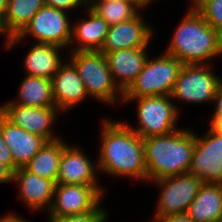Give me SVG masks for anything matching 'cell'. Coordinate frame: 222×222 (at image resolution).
I'll use <instances>...</instances> for the list:
<instances>
[{
    "label": "cell",
    "mask_w": 222,
    "mask_h": 222,
    "mask_svg": "<svg viewBox=\"0 0 222 222\" xmlns=\"http://www.w3.org/2000/svg\"><path fill=\"white\" fill-rule=\"evenodd\" d=\"M102 126L98 172L147 181L143 139L125 122L105 120Z\"/></svg>",
    "instance_id": "obj_1"
},
{
    "label": "cell",
    "mask_w": 222,
    "mask_h": 222,
    "mask_svg": "<svg viewBox=\"0 0 222 222\" xmlns=\"http://www.w3.org/2000/svg\"><path fill=\"white\" fill-rule=\"evenodd\" d=\"M196 142L189 129L143 139L147 180L188 173Z\"/></svg>",
    "instance_id": "obj_2"
},
{
    "label": "cell",
    "mask_w": 222,
    "mask_h": 222,
    "mask_svg": "<svg viewBox=\"0 0 222 222\" xmlns=\"http://www.w3.org/2000/svg\"><path fill=\"white\" fill-rule=\"evenodd\" d=\"M174 32L164 52L183 64H206L222 55V37L194 8H189Z\"/></svg>",
    "instance_id": "obj_3"
},
{
    "label": "cell",
    "mask_w": 222,
    "mask_h": 222,
    "mask_svg": "<svg viewBox=\"0 0 222 222\" xmlns=\"http://www.w3.org/2000/svg\"><path fill=\"white\" fill-rule=\"evenodd\" d=\"M69 58L90 97L110 105L115 104L120 96L119 101H122L123 93L112 79L105 54L100 51H78L70 52Z\"/></svg>",
    "instance_id": "obj_4"
},
{
    "label": "cell",
    "mask_w": 222,
    "mask_h": 222,
    "mask_svg": "<svg viewBox=\"0 0 222 222\" xmlns=\"http://www.w3.org/2000/svg\"><path fill=\"white\" fill-rule=\"evenodd\" d=\"M183 65L165 52L156 59L148 57L143 70L123 93V98L170 96Z\"/></svg>",
    "instance_id": "obj_5"
},
{
    "label": "cell",
    "mask_w": 222,
    "mask_h": 222,
    "mask_svg": "<svg viewBox=\"0 0 222 222\" xmlns=\"http://www.w3.org/2000/svg\"><path fill=\"white\" fill-rule=\"evenodd\" d=\"M137 102L138 126L133 128L125 123L142 139L162 136L176 131L179 110L171 96L122 98V101Z\"/></svg>",
    "instance_id": "obj_6"
},
{
    "label": "cell",
    "mask_w": 222,
    "mask_h": 222,
    "mask_svg": "<svg viewBox=\"0 0 222 222\" xmlns=\"http://www.w3.org/2000/svg\"><path fill=\"white\" fill-rule=\"evenodd\" d=\"M70 21L66 11L44 5L18 36L6 41L5 49H11L29 35L36 39V43L38 41V43L69 48L72 29Z\"/></svg>",
    "instance_id": "obj_7"
},
{
    "label": "cell",
    "mask_w": 222,
    "mask_h": 222,
    "mask_svg": "<svg viewBox=\"0 0 222 222\" xmlns=\"http://www.w3.org/2000/svg\"><path fill=\"white\" fill-rule=\"evenodd\" d=\"M151 182L156 183L161 189L154 218L186 213L204 183L189 172Z\"/></svg>",
    "instance_id": "obj_8"
},
{
    "label": "cell",
    "mask_w": 222,
    "mask_h": 222,
    "mask_svg": "<svg viewBox=\"0 0 222 222\" xmlns=\"http://www.w3.org/2000/svg\"><path fill=\"white\" fill-rule=\"evenodd\" d=\"M222 78L218 77L205 64H184L174 88L171 99L190 103L213 102Z\"/></svg>",
    "instance_id": "obj_9"
},
{
    "label": "cell",
    "mask_w": 222,
    "mask_h": 222,
    "mask_svg": "<svg viewBox=\"0 0 222 222\" xmlns=\"http://www.w3.org/2000/svg\"><path fill=\"white\" fill-rule=\"evenodd\" d=\"M101 185L56 184L48 218H59L93 210L102 202Z\"/></svg>",
    "instance_id": "obj_10"
},
{
    "label": "cell",
    "mask_w": 222,
    "mask_h": 222,
    "mask_svg": "<svg viewBox=\"0 0 222 222\" xmlns=\"http://www.w3.org/2000/svg\"><path fill=\"white\" fill-rule=\"evenodd\" d=\"M59 109L56 106L29 107L18 104H3L0 113L12 124L41 136L47 142L60 139L53 134L52 125Z\"/></svg>",
    "instance_id": "obj_11"
},
{
    "label": "cell",
    "mask_w": 222,
    "mask_h": 222,
    "mask_svg": "<svg viewBox=\"0 0 222 222\" xmlns=\"http://www.w3.org/2000/svg\"><path fill=\"white\" fill-rule=\"evenodd\" d=\"M153 30L147 26L140 13L129 21L109 26L100 52L105 54L122 49L147 47L152 39Z\"/></svg>",
    "instance_id": "obj_12"
},
{
    "label": "cell",
    "mask_w": 222,
    "mask_h": 222,
    "mask_svg": "<svg viewBox=\"0 0 222 222\" xmlns=\"http://www.w3.org/2000/svg\"><path fill=\"white\" fill-rule=\"evenodd\" d=\"M69 61L63 63L51 78L52 96L59 111L71 110L89 96L77 69Z\"/></svg>",
    "instance_id": "obj_13"
},
{
    "label": "cell",
    "mask_w": 222,
    "mask_h": 222,
    "mask_svg": "<svg viewBox=\"0 0 222 222\" xmlns=\"http://www.w3.org/2000/svg\"><path fill=\"white\" fill-rule=\"evenodd\" d=\"M96 168L81 148L67 145L61 154L57 183L100 185L97 183Z\"/></svg>",
    "instance_id": "obj_14"
},
{
    "label": "cell",
    "mask_w": 222,
    "mask_h": 222,
    "mask_svg": "<svg viewBox=\"0 0 222 222\" xmlns=\"http://www.w3.org/2000/svg\"><path fill=\"white\" fill-rule=\"evenodd\" d=\"M146 47L105 53L108 68L118 89L124 93L143 70L148 59Z\"/></svg>",
    "instance_id": "obj_15"
},
{
    "label": "cell",
    "mask_w": 222,
    "mask_h": 222,
    "mask_svg": "<svg viewBox=\"0 0 222 222\" xmlns=\"http://www.w3.org/2000/svg\"><path fill=\"white\" fill-rule=\"evenodd\" d=\"M13 182L19 189V198L31 208V210H43L51 208L56 182L32 174L24 167H19L13 173Z\"/></svg>",
    "instance_id": "obj_16"
},
{
    "label": "cell",
    "mask_w": 222,
    "mask_h": 222,
    "mask_svg": "<svg viewBox=\"0 0 222 222\" xmlns=\"http://www.w3.org/2000/svg\"><path fill=\"white\" fill-rule=\"evenodd\" d=\"M0 130L5 143L11 150L14 163L18 167H24L47 142L41 136L12 124L1 113Z\"/></svg>",
    "instance_id": "obj_17"
},
{
    "label": "cell",
    "mask_w": 222,
    "mask_h": 222,
    "mask_svg": "<svg viewBox=\"0 0 222 222\" xmlns=\"http://www.w3.org/2000/svg\"><path fill=\"white\" fill-rule=\"evenodd\" d=\"M88 18L80 20L71 29V41L76 40V48L70 52L100 51L108 33L109 25L88 6Z\"/></svg>",
    "instance_id": "obj_18"
},
{
    "label": "cell",
    "mask_w": 222,
    "mask_h": 222,
    "mask_svg": "<svg viewBox=\"0 0 222 222\" xmlns=\"http://www.w3.org/2000/svg\"><path fill=\"white\" fill-rule=\"evenodd\" d=\"M222 166L213 154V131L208 128L205 136L196 134L189 173L204 183H219V172Z\"/></svg>",
    "instance_id": "obj_19"
},
{
    "label": "cell",
    "mask_w": 222,
    "mask_h": 222,
    "mask_svg": "<svg viewBox=\"0 0 222 222\" xmlns=\"http://www.w3.org/2000/svg\"><path fill=\"white\" fill-rule=\"evenodd\" d=\"M186 214L193 222H217L222 217V184L203 183Z\"/></svg>",
    "instance_id": "obj_20"
},
{
    "label": "cell",
    "mask_w": 222,
    "mask_h": 222,
    "mask_svg": "<svg viewBox=\"0 0 222 222\" xmlns=\"http://www.w3.org/2000/svg\"><path fill=\"white\" fill-rule=\"evenodd\" d=\"M63 49L65 48L35 42L24 58L26 75L51 79L63 64L59 52Z\"/></svg>",
    "instance_id": "obj_21"
},
{
    "label": "cell",
    "mask_w": 222,
    "mask_h": 222,
    "mask_svg": "<svg viewBox=\"0 0 222 222\" xmlns=\"http://www.w3.org/2000/svg\"><path fill=\"white\" fill-rule=\"evenodd\" d=\"M44 5V0H9L0 21V34L6 35V40L18 36Z\"/></svg>",
    "instance_id": "obj_22"
},
{
    "label": "cell",
    "mask_w": 222,
    "mask_h": 222,
    "mask_svg": "<svg viewBox=\"0 0 222 222\" xmlns=\"http://www.w3.org/2000/svg\"><path fill=\"white\" fill-rule=\"evenodd\" d=\"M66 146L67 143L62 139L46 142L24 168L32 174L52 180L57 184L60 158Z\"/></svg>",
    "instance_id": "obj_23"
},
{
    "label": "cell",
    "mask_w": 222,
    "mask_h": 222,
    "mask_svg": "<svg viewBox=\"0 0 222 222\" xmlns=\"http://www.w3.org/2000/svg\"><path fill=\"white\" fill-rule=\"evenodd\" d=\"M16 101L5 104H18L29 107L55 106L52 96L51 79L37 76H28L21 81Z\"/></svg>",
    "instance_id": "obj_24"
},
{
    "label": "cell",
    "mask_w": 222,
    "mask_h": 222,
    "mask_svg": "<svg viewBox=\"0 0 222 222\" xmlns=\"http://www.w3.org/2000/svg\"><path fill=\"white\" fill-rule=\"evenodd\" d=\"M88 7L109 26L131 20L142 9L133 0L90 1Z\"/></svg>",
    "instance_id": "obj_25"
},
{
    "label": "cell",
    "mask_w": 222,
    "mask_h": 222,
    "mask_svg": "<svg viewBox=\"0 0 222 222\" xmlns=\"http://www.w3.org/2000/svg\"><path fill=\"white\" fill-rule=\"evenodd\" d=\"M194 9L222 37V0H201Z\"/></svg>",
    "instance_id": "obj_26"
},
{
    "label": "cell",
    "mask_w": 222,
    "mask_h": 222,
    "mask_svg": "<svg viewBox=\"0 0 222 222\" xmlns=\"http://www.w3.org/2000/svg\"><path fill=\"white\" fill-rule=\"evenodd\" d=\"M100 206L101 202L93 210L65 217L49 218V222H106L108 212Z\"/></svg>",
    "instance_id": "obj_27"
},
{
    "label": "cell",
    "mask_w": 222,
    "mask_h": 222,
    "mask_svg": "<svg viewBox=\"0 0 222 222\" xmlns=\"http://www.w3.org/2000/svg\"><path fill=\"white\" fill-rule=\"evenodd\" d=\"M45 5L67 11V10H72L76 9L79 5H86L88 6L87 0H44Z\"/></svg>",
    "instance_id": "obj_28"
},
{
    "label": "cell",
    "mask_w": 222,
    "mask_h": 222,
    "mask_svg": "<svg viewBox=\"0 0 222 222\" xmlns=\"http://www.w3.org/2000/svg\"><path fill=\"white\" fill-rule=\"evenodd\" d=\"M0 162L8 166L13 172H15L19 168L14 163L11 150L5 143L1 130H0Z\"/></svg>",
    "instance_id": "obj_29"
},
{
    "label": "cell",
    "mask_w": 222,
    "mask_h": 222,
    "mask_svg": "<svg viewBox=\"0 0 222 222\" xmlns=\"http://www.w3.org/2000/svg\"><path fill=\"white\" fill-rule=\"evenodd\" d=\"M213 154L222 166V134H218L216 132H213ZM219 183L222 184V168L219 172Z\"/></svg>",
    "instance_id": "obj_30"
},
{
    "label": "cell",
    "mask_w": 222,
    "mask_h": 222,
    "mask_svg": "<svg viewBox=\"0 0 222 222\" xmlns=\"http://www.w3.org/2000/svg\"><path fill=\"white\" fill-rule=\"evenodd\" d=\"M154 222H193L186 213L171 215V216H164V217H157L153 219Z\"/></svg>",
    "instance_id": "obj_31"
},
{
    "label": "cell",
    "mask_w": 222,
    "mask_h": 222,
    "mask_svg": "<svg viewBox=\"0 0 222 222\" xmlns=\"http://www.w3.org/2000/svg\"><path fill=\"white\" fill-rule=\"evenodd\" d=\"M213 102L215 105V113L212 118H222V84L219 86L217 94L215 95Z\"/></svg>",
    "instance_id": "obj_32"
},
{
    "label": "cell",
    "mask_w": 222,
    "mask_h": 222,
    "mask_svg": "<svg viewBox=\"0 0 222 222\" xmlns=\"http://www.w3.org/2000/svg\"><path fill=\"white\" fill-rule=\"evenodd\" d=\"M13 171L6 166L5 164L0 162V183H8L13 182Z\"/></svg>",
    "instance_id": "obj_33"
},
{
    "label": "cell",
    "mask_w": 222,
    "mask_h": 222,
    "mask_svg": "<svg viewBox=\"0 0 222 222\" xmlns=\"http://www.w3.org/2000/svg\"><path fill=\"white\" fill-rule=\"evenodd\" d=\"M210 129L213 132L222 134V118H212L210 122Z\"/></svg>",
    "instance_id": "obj_34"
},
{
    "label": "cell",
    "mask_w": 222,
    "mask_h": 222,
    "mask_svg": "<svg viewBox=\"0 0 222 222\" xmlns=\"http://www.w3.org/2000/svg\"><path fill=\"white\" fill-rule=\"evenodd\" d=\"M17 215L18 214H7L3 217H0V222H29Z\"/></svg>",
    "instance_id": "obj_35"
},
{
    "label": "cell",
    "mask_w": 222,
    "mask_h": 222,
    "mask_svg": "<svg viewBox=\"0 0 222 222\" xmlns=\"http://www.w3.org/2000/svg\"><path fill=\"white\" fill-rule=\"evenodd\" d=\"M9 0H0V21L4 17L7 7H8Z\"/></svg>",
    "instance_id": "obj_36"
},
{
    "label": "cell",
    "mask_w": 222,
    "mask_h": 222,
    "mask_svg": "<svg viewBox=\"0 0 222 222\" xmlns=\"http://www.w3.org/2000/svg\"><path fill=\"white\" fill-rule=\"evenodd\" d=\"M141 8L147 7L154 0H133Z\"/></svg>",
    "instance_id": "obj_37"
},
{
    "label": "cell",
    "mask_w": 222,
    "mask_h": 222,
    "mask_svg": "<svg viewBox=\"0 0 222 222\" xmlns=\"http://www.w3.org/2000/svg\"><path fill=\"white\" fill-rule=\"evenodd\" d=\"M201 0H193L192 3L193 5L191 6V8H195L199 3H200Z\"/></svg>",
    "instance_id": "obj_38"
},
{
    "label": "cell",
    "mask_w": 222,
    "mask_h": 222,
    "mask_svg": "<svg viewBox=\"0 0 222 222\" xmlns=\"http://www.w3.org/2000/svg\"><path fill=\"white\" fill-rule=\"evenodd\" d=\"M91 1H109V2H112V1H118V0H91Z\"/></svg>",
    "instance_id": "obj_39"
}]
</instances>
